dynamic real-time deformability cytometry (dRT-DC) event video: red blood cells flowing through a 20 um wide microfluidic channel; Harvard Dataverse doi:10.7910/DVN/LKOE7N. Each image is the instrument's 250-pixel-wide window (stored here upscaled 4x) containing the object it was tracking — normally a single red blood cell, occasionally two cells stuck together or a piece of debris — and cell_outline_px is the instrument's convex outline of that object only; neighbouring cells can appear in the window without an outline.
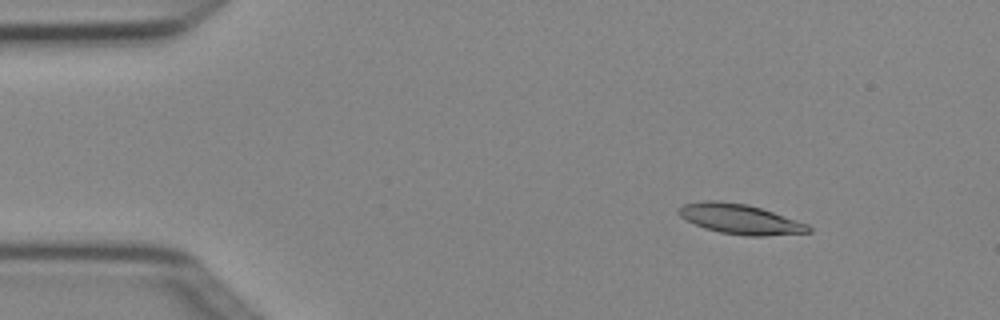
{"species": "Egyptian fruit bat (a non-hibernating species)", "species_latin": "Rousettus aegyptiacus", "temperature_condition": "cold", "stored_images_in_passage": 5, "camera_frame_rate_fps": 3000, "um_per_image_px": 0.085, "animal": {"sex": "female"}, "frame": {"image": 1, "passage_image": 2, "time_ms": 0.333, "image_size_px": [1000, 320], "cell_outline_px": [[812, 232], [764, 236], [744, 236], [720, 232], [704, 228], [680, 216], [676, 212], [684, 204], [704, 200], [716, 200], [748, 204], [808, 224], [812, 228]], "centroid_in_image_um": [62.91, 18.62], "position_along_channel_um": 22.1, "area_um2": 22.54}}